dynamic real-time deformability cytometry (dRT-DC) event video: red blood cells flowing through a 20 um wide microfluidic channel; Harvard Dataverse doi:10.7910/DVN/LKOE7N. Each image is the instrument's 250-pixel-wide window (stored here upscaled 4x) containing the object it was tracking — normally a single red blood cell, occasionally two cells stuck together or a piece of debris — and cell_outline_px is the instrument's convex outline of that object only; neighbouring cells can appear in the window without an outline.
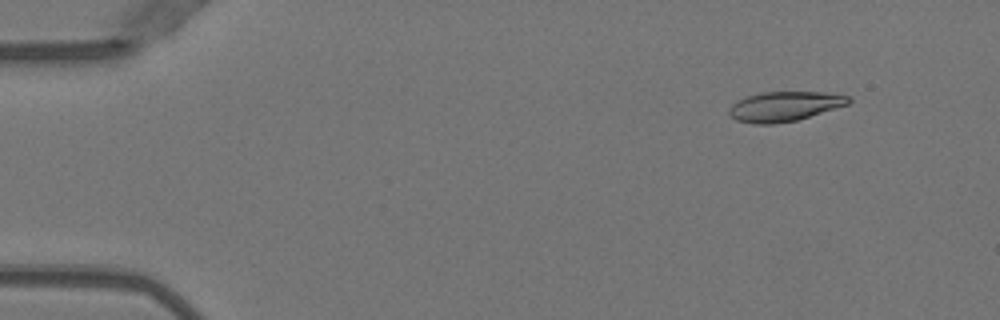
{"species": "Egyptian fruit bat (a non-hibernating species)", "species_latin": "Rousettus aegyptiacus", "temperature_condition": "warm", "stored_images_in_passage": 49, "camera_frame_rate_fps": 3000, "um_per_image_px": 0.085, "animal": {"sex": "female"}, "frame": {"image": 1, "passage_image": 4, "time_ms": 1.0, "image_size_px": [1000, 320], "cell_outline_px": [[852, 100], [848, 104], [796, 120], [772, 124], [756, 124], [736, 120], [728, 112], [728, 108], [736, 100], [760, 92], [824, 92], [848, 96]], "centroid_in_image_um": [66.64, 9.03], "position_along_channel_um": 18.4, "area_um2": 20.52}}
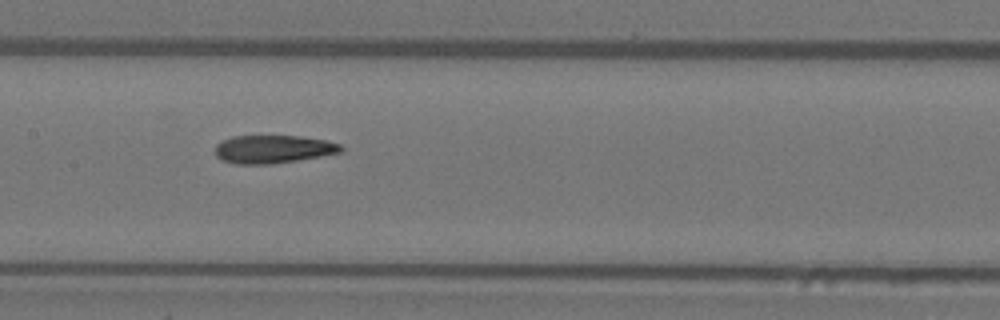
{"frame": {"image": 2, "passage_image": 24, "time_ms": 7.667, "image_size_px": [1000, 320], "cell_outline_px": [[344, 152], [296, 160], [268, 164], [236, 164], [224, 160], [216, 156], [216, 144], [232, 136], [300, 136], [324, 140], [340, 144], [344, 148]], "centroid_in_image_um": [23.24, 12.67], "position_along_channel_um": 184.2, "area_um2": 20.4}}
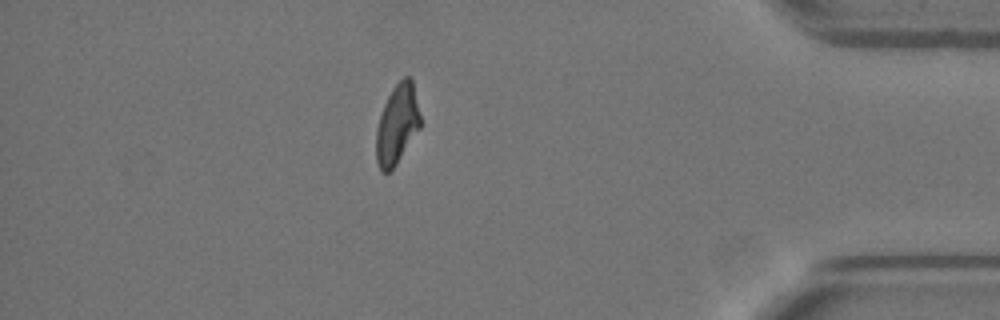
{"frame": {"image": 3, "passage_image": 43, "time_ms": 14.0, "image_size_px": [1000, 320], "cell_outline_px": [[420, 128], [396, 164], [388, 172], [380, 172], [376, 160], [376, 128], [384, 104], [392, 88], [404, 76], [408, 76], [412, 80], [420, 116]], "centroid_in_image_um": [33.74, 10.58], "position_along_channel_um": 401.5, "area_um2": 20.29}, "authors_computed_cell_mechanics": {"area_um2": 20.9814, "velocity_mm_per_s": 4.0392, "shape_relaxation_time_tau1_ms": 11.1415, "shape_relaxation_time_tau2_ms": 1.1005, "deformation_change_tau1": 0.2891, "deformation_change_tau2": 0.0934}}